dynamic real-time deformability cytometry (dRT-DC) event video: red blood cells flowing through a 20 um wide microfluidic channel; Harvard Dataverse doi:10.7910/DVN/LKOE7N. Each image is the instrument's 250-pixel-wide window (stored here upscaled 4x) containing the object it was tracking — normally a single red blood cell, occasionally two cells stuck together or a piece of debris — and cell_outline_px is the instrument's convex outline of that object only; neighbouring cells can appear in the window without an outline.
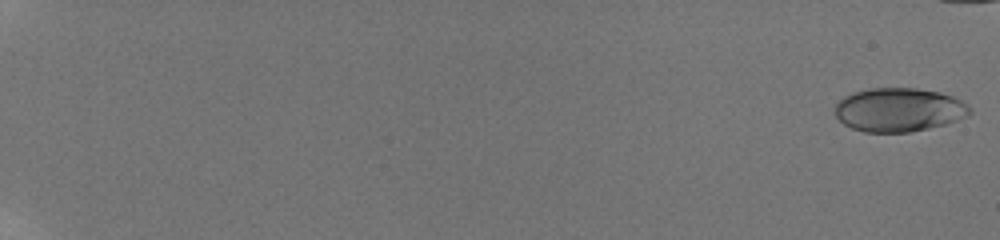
{"species": "human", "species_latin": "Homo sapiens", "temperature_condition": "room temperature", "stored_images_in_passage": 13, "camera_frame_rate_fps": 3000, "um_per_image_px": 0.085, "donor": {"sex": "male"}, "frame": {"image": 1, "passage_image": 1, "time_ms": 0.0, "image_size_px": [1000, 240], "cell_outline_px": [[972, 112], [968, 116], [944, 124], [928, 128], [908, 132], [864, 132], [852, 128], [844, 124], [836, 116], [836, 104], [844, 96], [852, 92], [868, 88], [916, 88], [940, 92], [952, 96], [968, 104], [972, 108]], "centroid_in_image_um": [76.42, 9.32], "position_along_channel_um": 8.6, "area_um2": 34.39}}
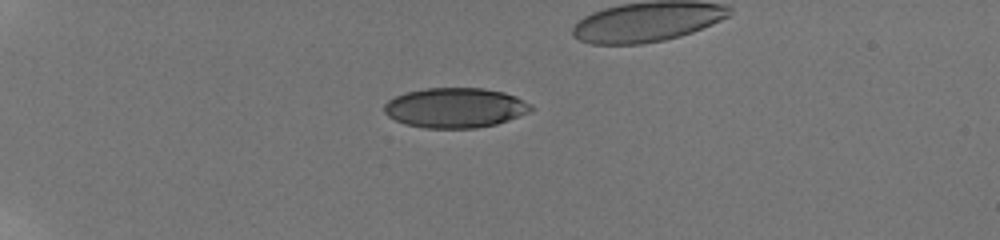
{"frame": {"image": 2, "passage_image": 9, "time_ms": 6.0, "image_size_px": [1000, 240], "cell_outline_px": [[536, 108], [528, 112], [508, 120], [496, 124], [476, 128], [428, 128], [404, 124], [388, 116], [384, 112], [384, 104], [388, 100], [404, 92], [424, 88], [484, 88], [504, 92], [516, 96], [532, 104]], "centroid_in_image_um": [38.7, 9.15], "position_along_channel_um": 46.3, "area_um2": 34.33}}